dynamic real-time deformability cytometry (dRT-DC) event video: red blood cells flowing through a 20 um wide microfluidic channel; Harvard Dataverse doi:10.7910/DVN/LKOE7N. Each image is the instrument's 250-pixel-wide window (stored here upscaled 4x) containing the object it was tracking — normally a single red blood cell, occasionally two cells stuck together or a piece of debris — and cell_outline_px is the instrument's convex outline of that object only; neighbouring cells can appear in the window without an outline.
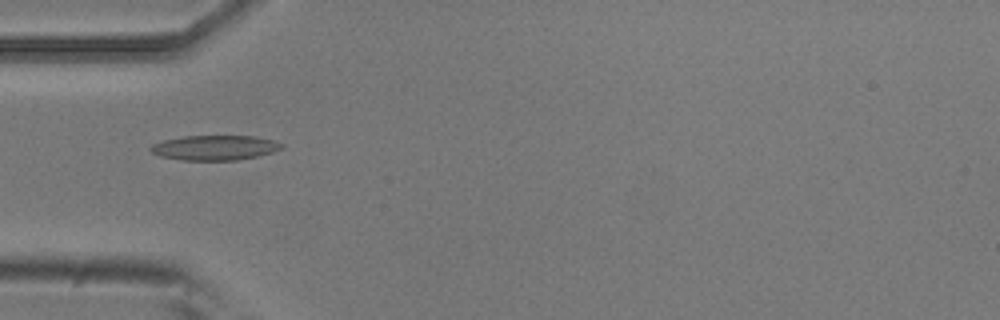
{"species": "common noctule bat (a hibernating species)", "species_latin": "Nyctalus noctula", "temperature_condition": "room temperature", "stored_images_in_passage": 3, "camera_frame_rate_fps": 3000, "um_per_image_px": 0.085, "animal": {"sex": "male", "body_mass_g": 20.5, "forearm_length_mm": 52.5}, "frame": {"image": 1, "passage_image": 2, "time_ms": 0.333, "image_size_px": [1000, 320], "cell_outline_px": [[284, 148], [272, 152], [256, 156], [236, 160], [180, 160], [160, 156], [152, 152], [148, 148], [152, 144], [164, 140], [184, 136], [256, 136], [272, 140], [284, 144]], "centroid_in_image_um": [18.25, 12.55], "position_along_channel_um": 66.8, "area_um2": 18.96}}
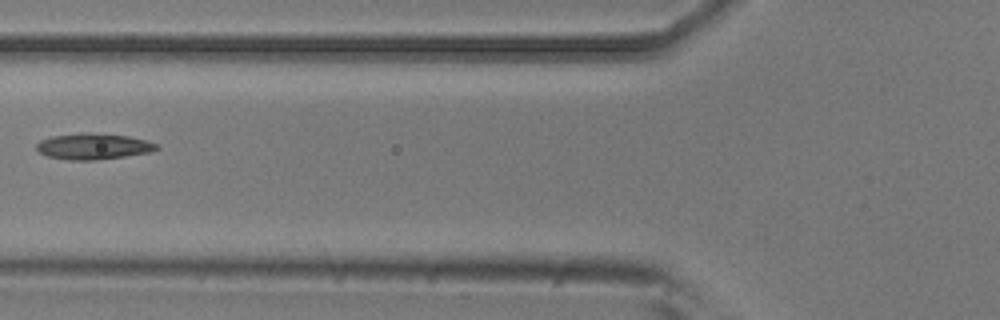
{"frame": {"image": 2, "passage_image": 3, "time_ms": 0.667, "image_size_px": [1000, 320], "cell_outline_px": [[160, 148], [152, 152], [96, 160], [68, 160], [48, 156], [40, 152], [36, 148], [36, 144], [40, 140], [52, 136], [84, 132], [88, 132], [128, 136], [144, 140], [156, 144]], "centroid_in_image_um": [7.92, 12.44], "position_along_channel_um": 117.9, "area_um2": 18.15}}